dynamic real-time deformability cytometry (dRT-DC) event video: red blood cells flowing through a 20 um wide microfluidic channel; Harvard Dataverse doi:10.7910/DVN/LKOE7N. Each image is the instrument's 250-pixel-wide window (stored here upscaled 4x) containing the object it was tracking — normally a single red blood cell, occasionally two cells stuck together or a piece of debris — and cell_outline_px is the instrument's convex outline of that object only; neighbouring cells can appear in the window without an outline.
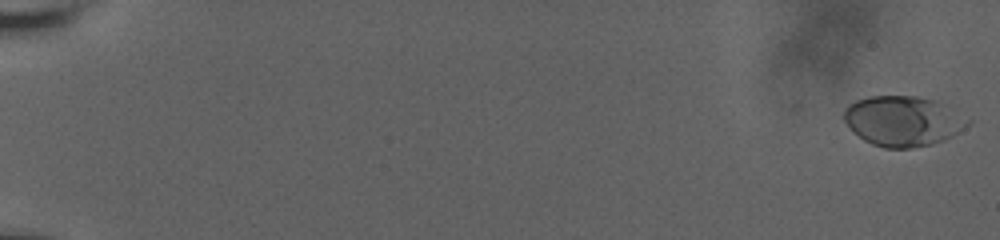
{"species": "human", "species_latin": "Homo sapiens", "temperature_condition": "room temperature", "stored_images_in_passage": 62, "segment_of_instrument_passage": [1, 2], "camera_frame_rate_fps": 3000, "um_per_image_px": 0.085, "donor": {"sex": "male"}, "frame": {"image": 1, "passage_image": 1, "time_ms": 0.0, "image_size_px": [1000, 240], "cell_outline_px": [[972, 124], [952, 136], [944, 140], [932, 144], [908, 148], [884, 148], [872, 144], [864, 140], [844, 120], [844, 112], [848, 104], [856, 100], [868, 96], [916, 96], [936, 100], [972, 120]], "centroid_in_image_um": [76.8, 10.28], "position_along_channel_um": 8.2, "area_um2": 36.13}}
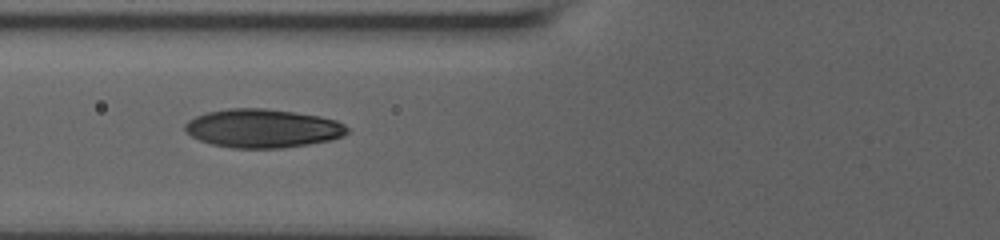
{"frame": {"image": 2, "passage_image": 27, "time_ms": 8.667, "image_size_px": [1000, 240], "cell_outline_px": [[348, 132], [344, 136], [332, 140], [284, 148], [232, 148], [212, 144], [200, 140], [192, 136], [184, 128], [184, 124], [188, 120], [196, 116], [208, 112], [228, 108], [268, 108], [320, 116], [336, 120], [344, 124], [348, 128]], "centroid_in_image_um": [22.35, 10.91], "position_along_channel_um": 103.4, "area_um2": 36.65}}
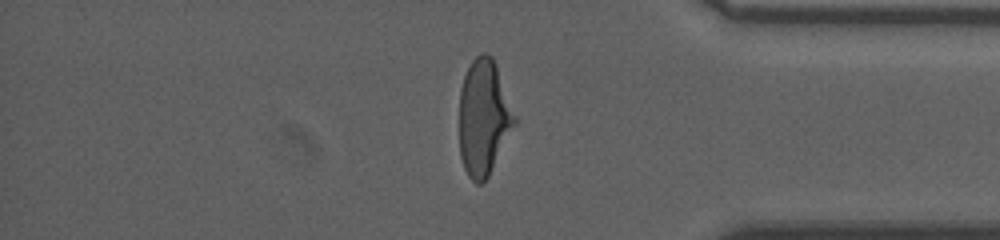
{"frame": {"image": 3, "passage_image": 52, "time_ms": 17.0, "image_size_px": [1000, 240], "cell_outline_px": [[516, 124], [488, 176], [480, 184], [476, 184], [468, 176], [464, 168], [460, 156], [460, 88], [464, 76], [472, 60], [480, 52], [484, 52], [492, 56], [516, 116]], "centroid_in_image_um": [41.11, 9.99], "position_along_channel_um": 394.1, "area_um2": 37.05}}